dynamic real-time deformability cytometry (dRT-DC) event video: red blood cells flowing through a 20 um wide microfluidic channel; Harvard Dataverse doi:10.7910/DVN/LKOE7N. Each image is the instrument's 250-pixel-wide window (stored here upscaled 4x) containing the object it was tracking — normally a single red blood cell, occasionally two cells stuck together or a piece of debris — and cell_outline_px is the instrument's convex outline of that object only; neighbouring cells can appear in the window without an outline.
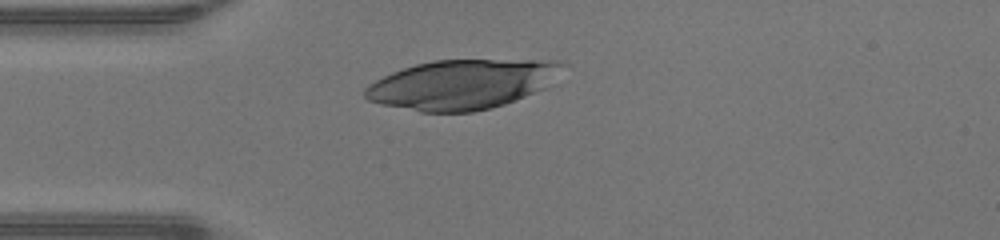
{"species": "human", "species_latin": "Homo sapiens", "temperature_condition": "warm", "stored_images_in_passage": 28, "camera_frame_rate_fps": 3000, "um_per_image_px": 0.085, "donor": {"sex": "male"}, "frame": {"image": 1, "passage_image": 1, "time_ms": 0.0, "image_size_px": [1000, 240], "cell_outline_px": [[568, 64], [544, 88], [504, 104], [492, 108], [472, 112], [420, 112], [380, 104], [368, 100], [364, 96], [364, 88], [368, 84], [392, 72], [416, 64], [436, 60], [560, 60]], "centroid_in_image_um": [39.26, 7.17], "position_along_channel_um": 45.7, "area_um2": 56.88}}
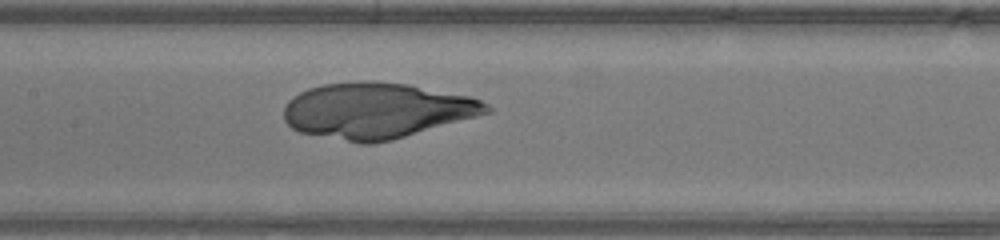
{"frame": {"image": 2, "passage_image": 11, "time_ms": 3.333, "image_size_px": [1000, 240], "cell_outline_px": [[492, 112], [392, 140], [372, 144], [360, 144], [300, 132], [292, 128], [284, 120], [284, 108], [288, 100], [292, 96], [308, 88], [324, 84], [360, 80], [364, 80], [408, 84], [468, 96], [480, 100], [488, 104], [492, 108]], "centroid_in_image_um": [32.0, 9.4], "position_along_channel_um": 175.4, "area_um2": 65.95}}
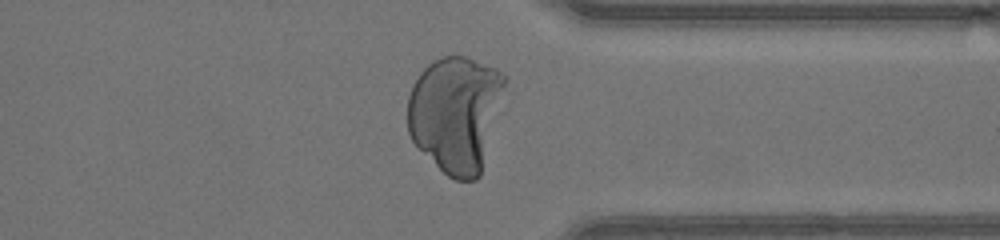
{"frame": {"image": 3, "passage_image": 25, "time_ms": 8.0, "image_size_px": [1000, 240], "cell_outline_px": [[508, 76], [480, 176], [476, 180], [456, 180], [448, 176], [412, 140], [408, 132], [408, 96], [412, 84], [420, 72], [428, 64], [444, 56], [464, 56], [496, 68], [504, 72]], "centroid_in_image_um": [38.73, 9.63], "position_along_channel_um": 372.7, "area_um2": 65.37}}